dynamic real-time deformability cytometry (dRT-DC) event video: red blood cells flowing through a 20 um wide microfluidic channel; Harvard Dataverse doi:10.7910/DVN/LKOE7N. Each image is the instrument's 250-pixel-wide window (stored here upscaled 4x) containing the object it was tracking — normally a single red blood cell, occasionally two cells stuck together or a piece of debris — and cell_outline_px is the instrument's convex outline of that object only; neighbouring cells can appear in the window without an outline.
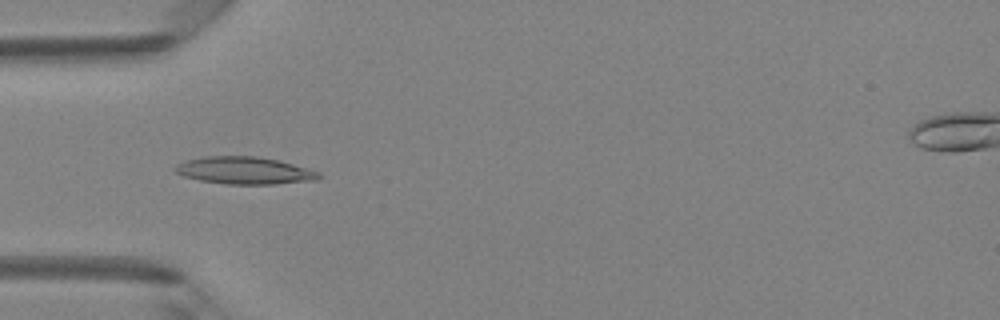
{"species": "Egyptian fruit bat (a non-hibernating species)", "species_latin": "Rousettus aegyptiacus", "temperature_condition": "room temperature", "stored_images_in_passage": 48, "camera_frame_rate_fps": 3000, "um_per_image_px": 0.085, "animal": {"sex": "female"}, "frame": {"image": 1, "passage_image": 15, "time_ms": 4.667, "image_size_px": [1000, 320], "cell_outline_px": [[320, 176], [316, 180], [276, 184], [224, 184], [200, 180], [184, 176], [176, 172], [172, 168], [176, 164], [184, 160], [204, 156], [256, 156], [280, 160], [320, 172]], "centroid_in_image_um": [20.75, 14.49], "position_along_channel_um": 64.3, "area_um2": 23.0}}
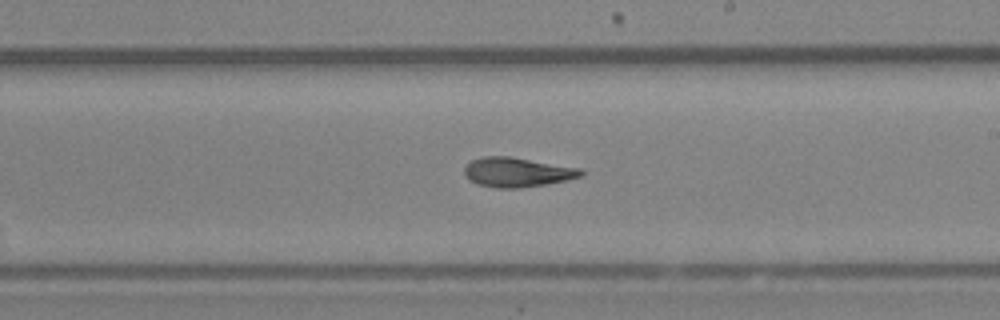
{"frame": {"image": 2, "passage_image": 28, "time_ms": 9.0, "image_size_px": [1000, 320], "cell_outline_px": [[584, 176], [568, 180], [520, 188], [496, 188], [476, 184], [468, 180], [464, 176], [464, 168], [472, 160], [480, 156], [512, 156], [580, 168], [584, 172]], "centroid_in_image_um": [43.94, 14.63], "position_along_channel_um": 245.1, "area_um2": 20.35}}
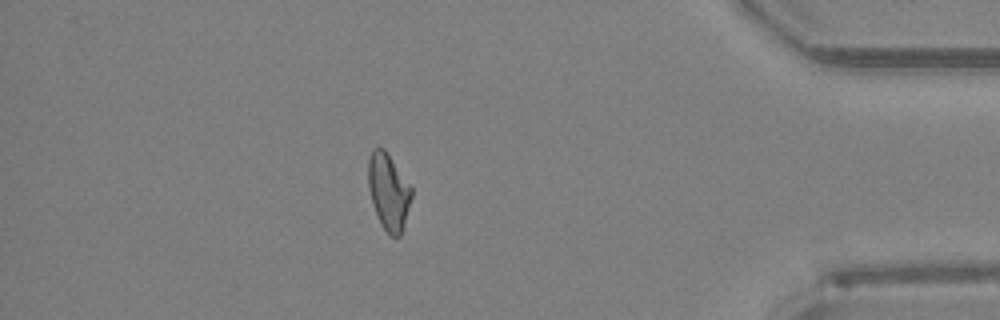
{"frame": {"image": 3, "passage_image": 42, "time_ms": 13.667, "image_size_px": [1000, 320], "cell_outline_px": [[412, 196], [400, 236], [392, 236], [380, 224], [372, 204], [368, 184], [368, 160], [372, 148], [384, 148], [412, 188]], "centroid_in_image_um": [33.0, 16.27], "position_along_channel_um": 402.2, "area_um2": 19.02}, "authors_computed_cell_mechanics": {"area_um2": 20.2011, "velocity_mm_per_s": 4.2081, "shape_relaxation_time_tau1_ms": 5.8031, "shape_relaxation_time_tau2_ms": 3.048, "deformation_change_tau1": 0.1832, "deformation_change_tau2": 0.1173}}